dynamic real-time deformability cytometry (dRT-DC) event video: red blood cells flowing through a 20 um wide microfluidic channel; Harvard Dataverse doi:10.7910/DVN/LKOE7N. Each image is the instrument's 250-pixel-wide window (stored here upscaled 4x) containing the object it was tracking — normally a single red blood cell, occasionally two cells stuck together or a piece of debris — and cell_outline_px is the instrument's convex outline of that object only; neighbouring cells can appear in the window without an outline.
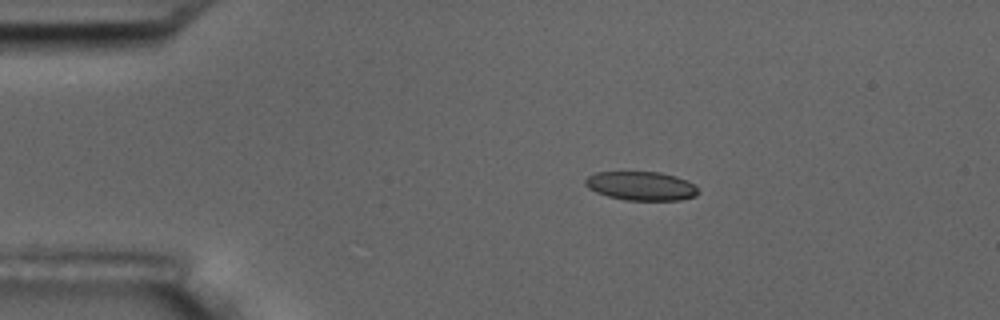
{"species": "common noctule bat (a hibernating species)", "species_latin": "Nyctalus noctula", "temperature_condition": "room temperature", "stored_images_in_passage": 5, "camera_frame_rate_fps": 3000, "um_per_image_px": 0.085, "animal": {"sex": "male", "body_mass_g": 17.5, "forearm_length_mm": 52.3}, "frame": {"image": 1, "passage_image": 2, "time_ms": 1.333, "image_size_px": [1000, 320], "cell_outline_px": [[700, 192], [696, 196], [680, 200], [624, 200], [608, 196], [596, 192], [588, 188], [584, 184], [584, 180], [588, 176], [596, 172], [660, 172], [676, 176], [688, 180], [696, 184]], "centroid_in_image_um": [54.53, 15.8], "position_along_channel_um": 30.5, "area_um2": 19.25}}
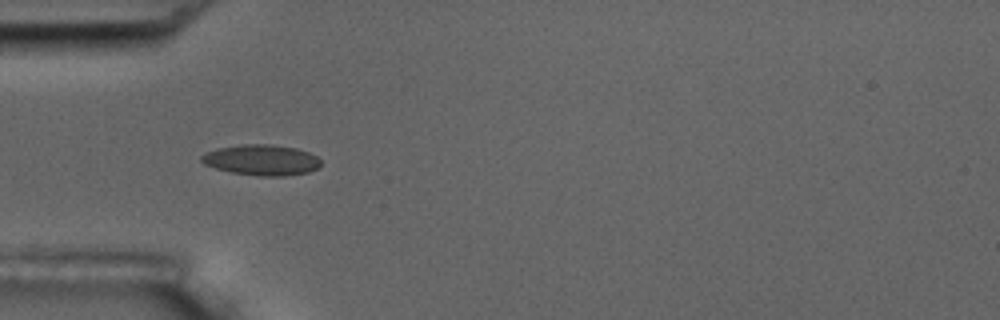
{"frame": {"image": 2, "passage_image": 4, "time_ms": 3.667, "image_size_px": [1000, 320], "cell_outline_px": [[320, 164], [316, 168], [308, 172], [284, 176], [260, 176], [232, 172], [216, 168], [204, 164], [200, 160], [200, 156], [204, 152], [216, 148], [240, 144], [272, 144], [296, 148], [308, 152], [316, 156], [320, 160]], "centroid_in_image_um": [22.19, 13.58], "position_along_channel_um": 62.8, "area_um2": 21.39}}